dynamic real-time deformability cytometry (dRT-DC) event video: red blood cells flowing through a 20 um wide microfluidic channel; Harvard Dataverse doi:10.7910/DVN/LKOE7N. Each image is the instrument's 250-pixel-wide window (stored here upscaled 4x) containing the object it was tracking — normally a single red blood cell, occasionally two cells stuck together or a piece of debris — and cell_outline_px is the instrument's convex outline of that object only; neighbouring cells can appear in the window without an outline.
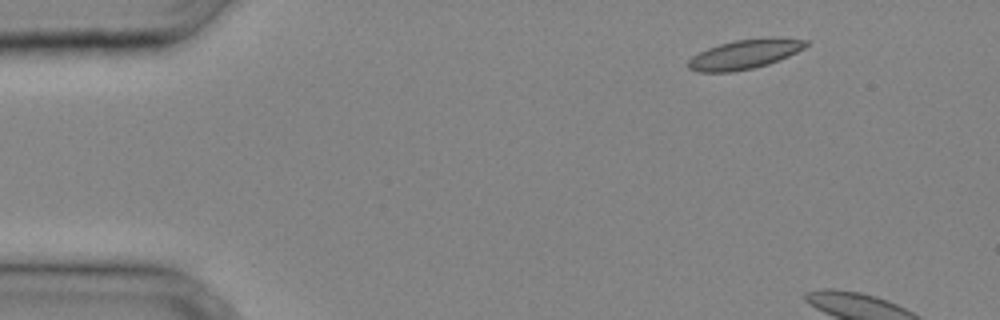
{"species": "common noctule bat (a hibernating species)", "species_latin": "Nyctalus noctula", "temperature_condition": "cold", "stored_images_in_passage": 4, "camera_frame_rate_fps": 3000, "um_per_image_px": 0.085, "animal": {"sex": "male", "body_mass_g": 20.4}, "frame": {"image": 1, "passage_image": 1, "time_ms": 0.0, "image_size_px": [1000, 320], "cell_outline_px": [[812, 44], [788, 56], [768, 64], [752, 68], [732, 72], [696, 72], [688, 68], [688, 60], [692, 56], [708, 48], [720, 44], [736, 40], [764, 36], [776, 36], [808, 40]], "centroid_in_image_um": [63.35, 4.58], "position_along_channel_um": 21.6, "area_um2": 20.52}}